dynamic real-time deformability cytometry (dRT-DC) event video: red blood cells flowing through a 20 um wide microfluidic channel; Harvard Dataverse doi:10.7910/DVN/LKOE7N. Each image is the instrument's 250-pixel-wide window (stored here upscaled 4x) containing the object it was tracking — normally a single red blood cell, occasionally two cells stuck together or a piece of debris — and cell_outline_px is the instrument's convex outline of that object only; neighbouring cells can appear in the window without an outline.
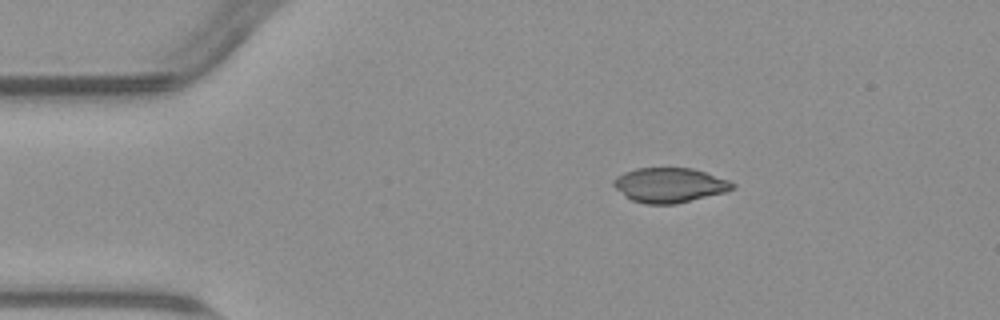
{"species": "common noctule bat (a hibernating species)", "species_latin": "Nyctalus noctula", "temperature_condition": "warm", "stored_images_in_passage": 38, "camera_frame_rate_fps": 3000, "um_per_image_px": 0.085, "animal": {"sex": "male", "body_mass_g": 23.1, "forearm_length_mm": 52.7}, "frame": {"image": 1, "passage_image": 1, "time_ms": 0.0, "image_size_px": [1000, 320], "cell_outline_px": [[736, 184], [732, 188], [724, 192], [676, 204], [644, 204], [632, 200], [624, 196], [612, 184], [612, 180], [616, 176], [624, 172], [636, 168], [692, 168], [728, 180]], "centroid_in_image_um": [56.85, 15.74], "position_along_channel_um": 28.1, "area_um2": 23.93}}
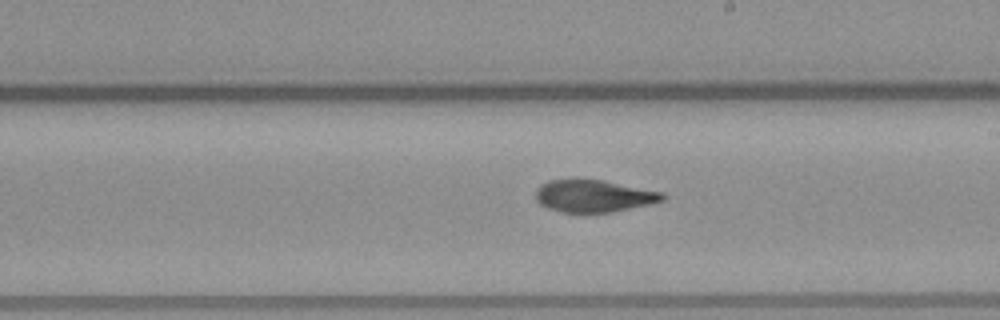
{"frame": {"image": 2, "passage_image": 22, "time_ms": 7.0, "image_size_px": [1000, 320], "cell_outline_px": [[668, 196], [664, 200], [648, 204], [612, 212], [580, 216], [560, 212], [548, 208], [540, 204], [536, 200], [536, 188], [540, 184], [548, 180], [572, 176], [576, 176], [604, 180], [664, 192]], "centroid_in_image_um": [50.4, 16.65], "position_along_channel_um": 238.6, "area_um2": 25.43}}
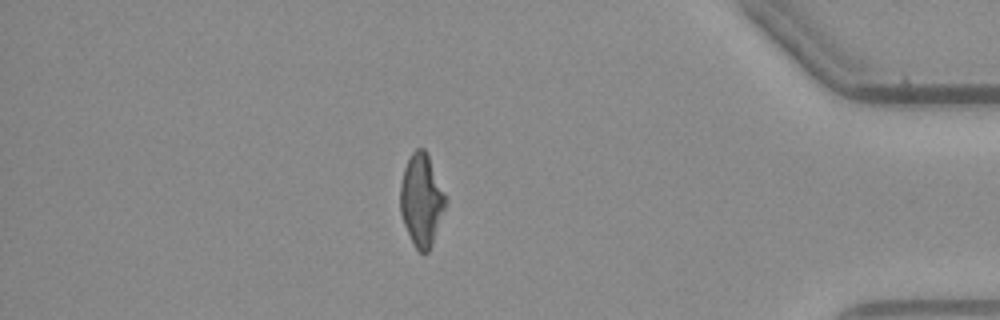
{"frame": {"image": 3, "passage_image": 38, "time_ms": 12.333, "image_size_px": [1000, 320], "cell_outline_px": [[444, 208], [432, 244], [428, 252], [420, 252], [416, 248], [404, 224], [400, 212], [400, 184], [404, 168], [412, 152], [416, 148], [424, 148], [428, 156], [444, 192]], "centroid_in_image_um": [35.79, 16.99], "position_along_channel_um": 399.4, "area_um2": 23.58}, "authors_computed_cell_mechanics": {"area_um2": 24.9985, "velocity_mm_per_s": 3.8072, "shape_relaxation_time_tau1_ms": null, "shape_relaxation_time_tau2_ms": 3.2954, "deformation_change_tau1": null, "deformation_change_tau2": 0.0555}}